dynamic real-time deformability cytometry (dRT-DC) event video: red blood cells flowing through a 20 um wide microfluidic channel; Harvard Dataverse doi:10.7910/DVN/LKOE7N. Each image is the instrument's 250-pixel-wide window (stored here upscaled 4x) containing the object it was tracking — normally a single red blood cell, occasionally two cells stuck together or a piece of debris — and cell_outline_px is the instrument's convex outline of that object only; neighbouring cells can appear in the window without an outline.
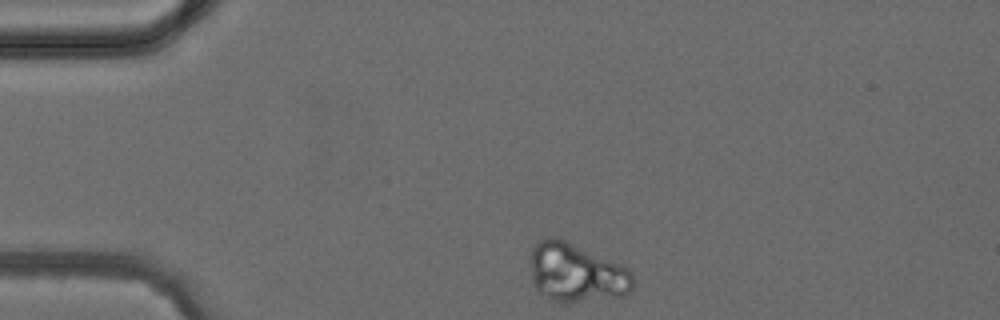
{"species": "common noctule bat (a hibernating species)", "species_latin": "Nyctalus noctula", "temperature_condition": "cold", "stored_images_in_passage": 2, "camera_frame_rate_fps": 3000, "um_per_image_px": 0.085, "animal": {"sex": "female", "body_mass_g": 24.6, "forearm_length_mm": 56.2}, "frame": {"image": 1, "passage_image": 1, "time_ms": 0.0, "image_size_px": [1000, 320], "cell_outline_px": [[632, 288], [628, 296], [568, 304], [560, 304], [548, 300], [536, 288], [532, 276], [532, 248], [540, 240], [548, 236], [556, 236], [628, 268], [632, 276]], "centroid_in_image_um": [49.0, 23.24], "position_along_channel_um": 36.0, "area_um2": 35.43}}